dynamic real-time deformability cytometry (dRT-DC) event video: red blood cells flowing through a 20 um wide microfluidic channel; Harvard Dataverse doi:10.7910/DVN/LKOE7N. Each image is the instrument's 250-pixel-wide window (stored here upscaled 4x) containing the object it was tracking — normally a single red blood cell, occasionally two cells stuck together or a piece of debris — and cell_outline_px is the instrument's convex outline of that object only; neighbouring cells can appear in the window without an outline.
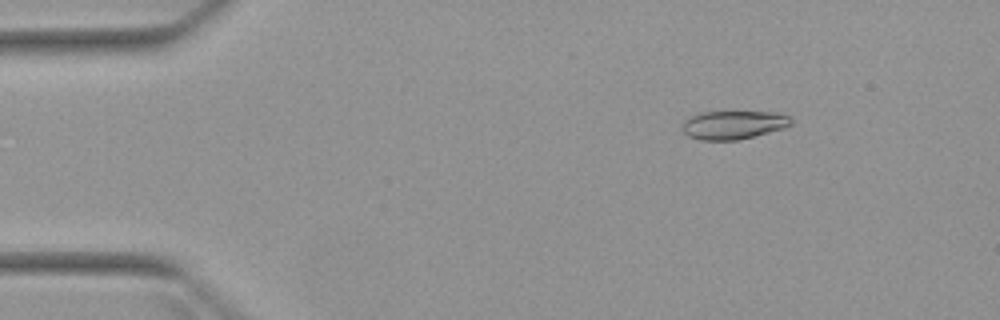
{"species": "Egyptian fruit bat (a non-hibernating species)", "species_latin": "Rousettus aegyptiacus", "temperature_condition": "warm", "stored_images_in_passage": 3, "camera_frame_rate_fps": 3000, "um_per_image_px": 0.085, "animal": {"sex": "female"}, "frame": {"image": 1, "passage_image": 1, "time_ms": 0.0, "image_size_px": [1000, 320], "cell_outline_px": [[792, 124], [784, 128], [736, 140], [700, 140], [688, 136], [684, 132], [684, 120], [700, 112], [776, 112], [788, 116], [792, 120]], "centroid_in_image_um": [62.35, 10.61], "position_along_channel_um": 22.7, "area_um2": 17.8}}